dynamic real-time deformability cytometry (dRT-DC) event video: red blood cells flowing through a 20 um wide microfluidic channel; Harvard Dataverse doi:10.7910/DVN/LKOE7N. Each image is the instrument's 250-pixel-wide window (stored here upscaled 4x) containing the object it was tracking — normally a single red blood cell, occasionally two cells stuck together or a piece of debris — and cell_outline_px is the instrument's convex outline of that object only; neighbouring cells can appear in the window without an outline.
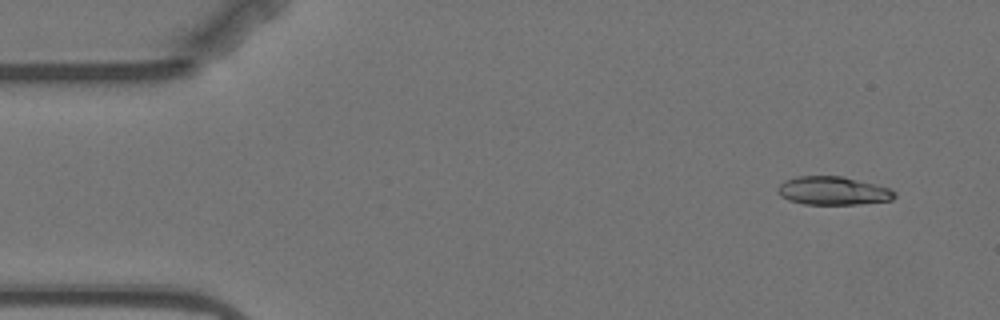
{"species": "Egyptian fruit bat (a non-hibernating species)", "species_latin": "Rousettus aegyptiacus", "temperature_condition": "warm", "stored_images_in_passage": 4, "camera_frame_rate_fps": 3000, "um_per_image_px": 0.085, "animal": {"sex": "female"}, "frame": {"image": 1, "passage_image": 1, "time_ms": 0.0, "image_size_px": [1000, 320], "cell_outline_px": [[896, 196], [892, 200], [860, 204], [804, 204], [788, 200], [780, 196], [776, 192], [776, 188], [784, 180], [796, 176], [844, 176], [888, 188], [896, 192]], "centroid_in_image_um": [70.76, 16.21], "position_along_channel_um": 14.2, "area_um2": 19.42}}
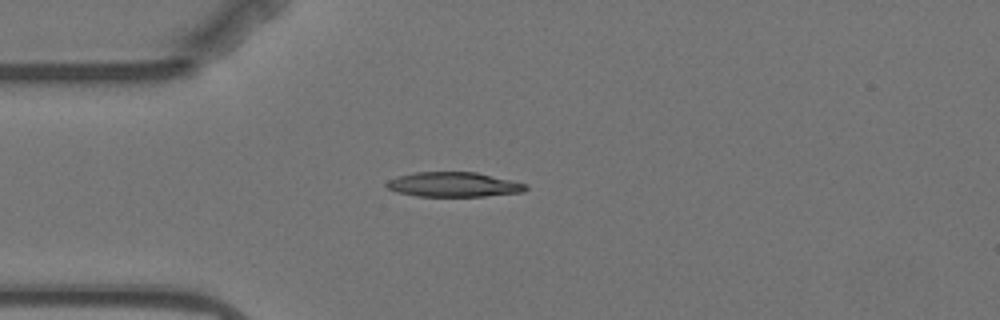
{"frame": {"image": 2, "passage_image": 4, "time_ms": 3.333, "image_size_px": [1000, 320], "cell_outline_px": [[528, 188], [524, 192], [484, 196], [416, 196], [396, 192], [388, 188], [384, 184], [388, 180], [396, 176], [416, 172], [476, 172], [512, 180], [528, 184]], "centroid_in_image_um": [38.56, 15.68], "position_along_channel_um": 46.4, "area_um2": 20.17}}